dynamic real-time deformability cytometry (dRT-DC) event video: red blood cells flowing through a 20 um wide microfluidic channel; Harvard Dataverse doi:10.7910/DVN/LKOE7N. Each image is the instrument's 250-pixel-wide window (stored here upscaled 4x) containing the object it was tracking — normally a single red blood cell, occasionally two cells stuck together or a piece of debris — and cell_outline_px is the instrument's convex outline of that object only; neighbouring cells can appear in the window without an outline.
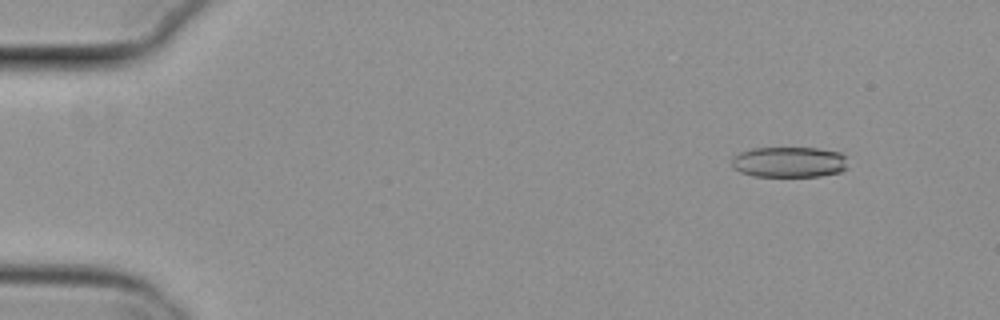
{"species": "common noctule bat (a hibernating species)", "species_latin": "Nyctalus noctula", "temperature_condition": "cold", "stored_images_in_passage": 43, "camera_frame_rate_fps": 3000, "um_per_image_px": 0.085, "animal": {"sex": "female", "body_mass_g": 29.2, "forearm_length_mm": 56.3}, "frame": {"image": 1, "passage_image": 6, "time_ms": 1.667, "image_size_px": [1000, 320], "cell_outline_px": [[848, 168], [840, 172], [820, 176], [756, 176], [740, 172], [732, 168], [732, 156], [740, 152], [752, 148], [816, 148], [840, 152], [844, 156]], "centroid_in_image_um": [67.06, 13.77], "position_along_channel_um": 17.9, "area_um2": 20.81}}
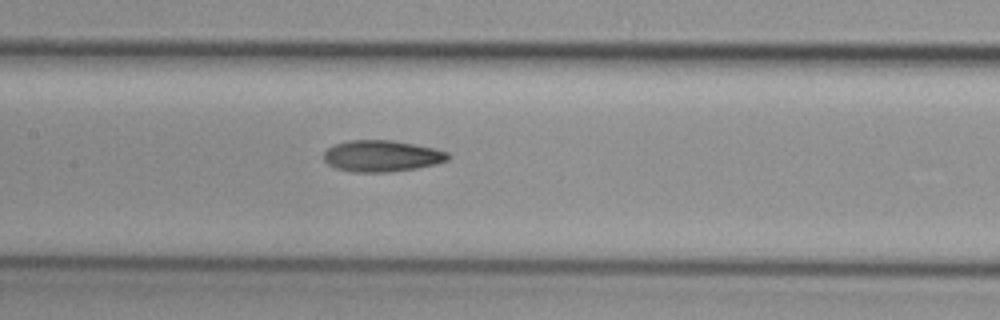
{"frame": {"image": 2, "passage_image": 27, "time_ms": 8.667, "image_size_px": [1000, 320], "cell_outline_px": [[448, 160], [416, 168], [388, 172], [352, 172], [336, 168], [328, 164], [324, 160], [324, 152], [328, 148], [336, 144], [348, 140], [392, 140], [432, 148], [448, 152]], "centroid_in_image_um": [32.4, 13.26], "position_along_channel_um": 175.0, "area_um2": 22.43}}
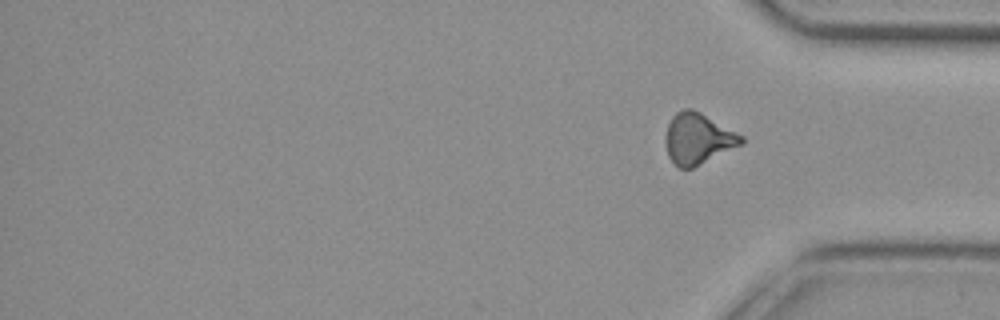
{"frame": {"image": 3, "passage_image": 43, "time_ms": 14.0, "image_size_px": [1000, 320], "cell_outline_px": [[744, 144], [692, 168], [680, 168], [668, 156], [664, 140], [664, 136], [668, 124], [672, 116], [676, 112], [684, 108], [692, 108], [700, 112], [744, 136]], "centroid_in_image_um": [59.32, 11.77], "position_along_channel_um": 375.9, "area_um2": 22.6}, "authors_computed_cell_mechanics": {"area_um2": 22.1374, "velocity_mm_per_s": 3.8216, "shape_relaxation_time_tau1_ms": null, "shape_relaxation_time_tau2_ms": 4.0447, "deformation_change_tau1": null, "deformation_change_tau2": 0.1245}}